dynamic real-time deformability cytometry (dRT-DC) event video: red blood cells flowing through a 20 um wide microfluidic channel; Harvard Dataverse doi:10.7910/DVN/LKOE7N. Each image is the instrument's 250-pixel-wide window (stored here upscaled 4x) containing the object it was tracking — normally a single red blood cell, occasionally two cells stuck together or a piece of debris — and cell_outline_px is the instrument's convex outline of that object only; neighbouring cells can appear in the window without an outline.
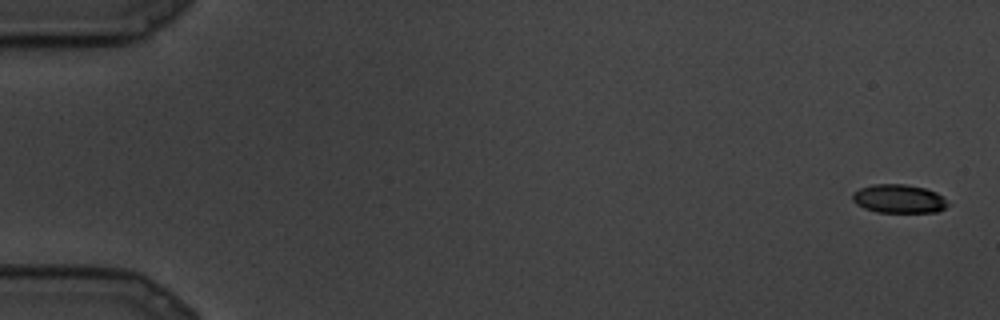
{"species": "common noctule bat (a hibernating species)", "species_latin": "Nyctalus noctula", "temperature_condition": "cold", "stored_images_in_passage": 14, "camera_frame_rate_fps": 3000, "um_per_image_px": 0.085, "animal": {"sex": "male", "body_mass_g": 19.5, "forearm_length_mm": 54.6}, "frame": {"image": 1, "passage_image": 1, "time_ms": 0.0, "image_size_px": [1000, 320], "cell_outline_px": [[948, 204], [944, 208], [936, 212], [876, 212], [864, 208], [856, 204], [852, 200], [852, 192], [860, 188], [872, 184], [904, 184], [924, 188], [936, 192], [944, 196]], "centroid_in_image_um": [76.37, 16.89], "position_along_channel_um": 8.6, "area_um2": 15.95}}
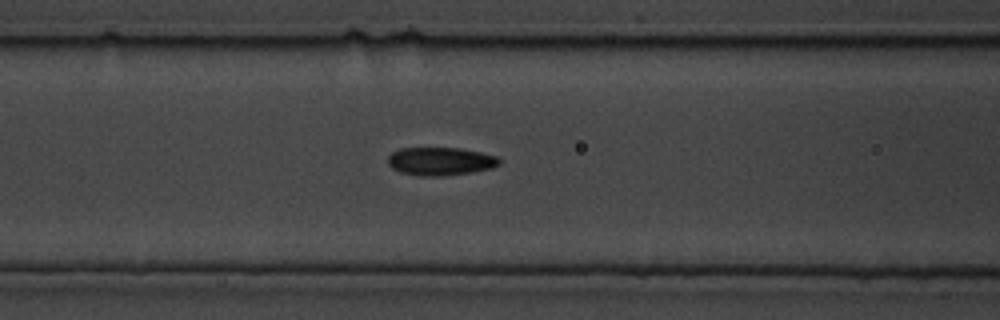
{"frame": {"image": 2, "passage_image": 11, "time_ms": 3.333, "image_size_px": [1000, 320], "cell_outline_px": [[500, 164], [492, 168], [472, 172], [444, 176], [416, 176], [400, 172], [392, 168], [388, 164], [388, 156], [392, 152], [400, 148], [460, 148], [480, 152], [496, 156], [500, 160]], "centroid_in_image_um": [37.41, 13.72], "position_along_channel_um": 129.2, "area_um2": 18.38}}
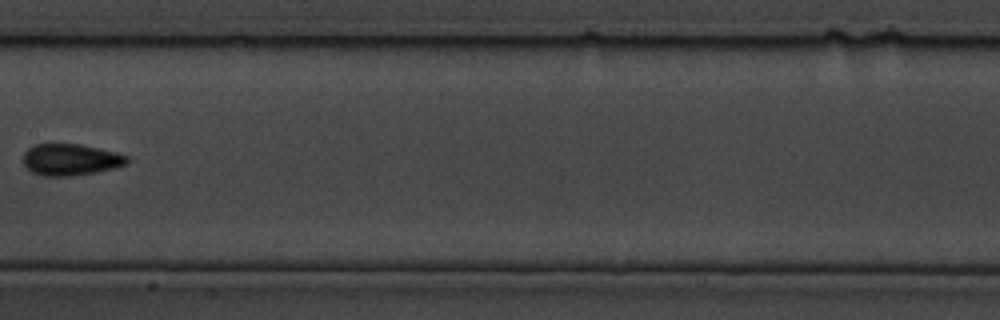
{"frame": {"image": 3, "passage_image": 14, "time_ms": 4.333, "image_size_px": [1000, 320], "cell_outline_px": [[128, 160], [124, 164], [112, 168], [96, 172], [72, 176], [44, 176], [32, 172], [24, 164], [24, 152], [28, 148], [36, 144], [80, 144], [116, 152], [128, 156]], "centroid_in_image_um": [5.98, 13.56], "position_along_channel_um": 201.4, "area_um2": 18.9}}